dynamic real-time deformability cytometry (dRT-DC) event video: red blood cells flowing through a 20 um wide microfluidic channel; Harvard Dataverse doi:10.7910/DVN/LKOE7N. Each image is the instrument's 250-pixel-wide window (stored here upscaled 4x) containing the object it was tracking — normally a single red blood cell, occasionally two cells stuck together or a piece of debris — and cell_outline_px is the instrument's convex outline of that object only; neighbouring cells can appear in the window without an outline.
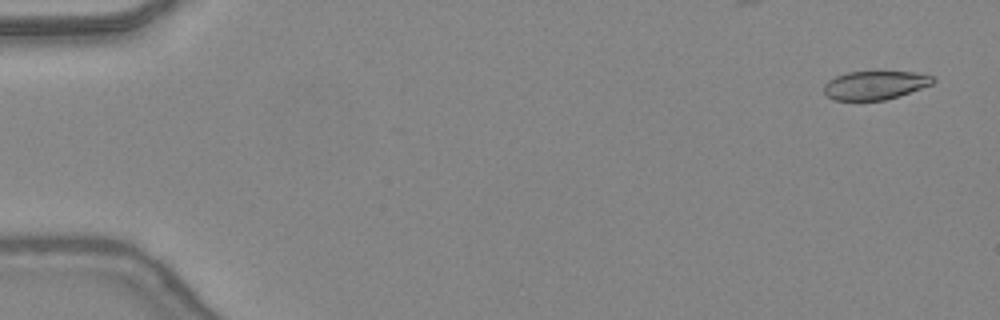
{"species": "common noctule bat (a hibernating species)", "species_latin": "Nyctalus noctula", "temperature_condition": "warm", "stored_images_in_passage": 42, "camera_frame_rate_fps": 3000, "um_per_image_px": 0.085, "animal": {"sex": "female", "body_mass_g": 24.6, "forearm_length_mm": 56.2}, "frame": {"image": 1, "passage_image": 2, "time_ms": 0.333, "image_size_px": [1000, 320], "cell_outline_px": [[936, 80], [932, 84], [884, 100], [832, 100], [824, 96], [824, 84], [828, 80], [836, 76], [848, 72], [916, 72], [932, 76]], "centroid_in_image_um": [74.32, 7.24], "position_along_channel_um": 10.7, "area_um2": 18.03}}
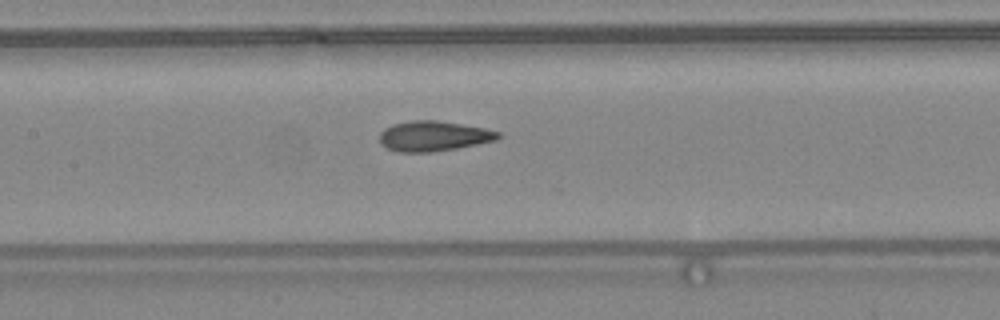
{"frame": {"image": 2, "passage_image": 23, "time_ms": 7.333, "image_size_px": [1000, 320], "cell_outline_px": [[500, 136], [496, 140], [456, 148], [432, 152], [400, 152], [388, 148], [380, 144], [380, 132], [384, 128], [392, 124], [412, 120], [436, 120], [488, 128], [500, 132]], "centroid_in_image_um": [36.85, 11.55], "position_along_channel_um": 170.6, "area_um2": 20.87}}
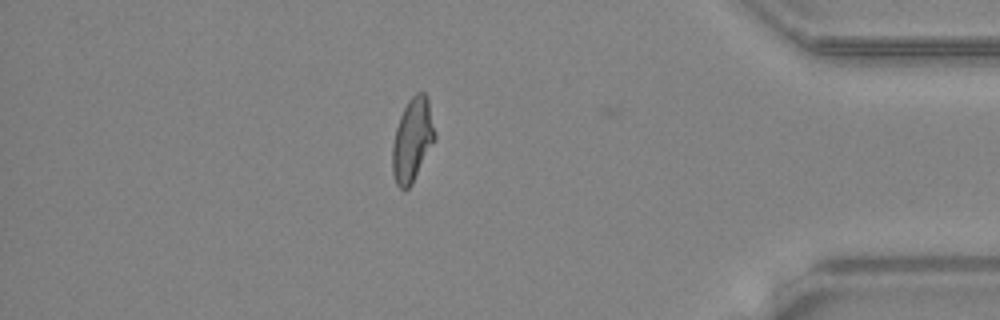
{"frame": {"image": 3, "passage_image": 41, "time_ms": 13.333, "image_size_px": [1000, 320], "cell_outline_px": [[436, 140], [412, 184], [408, 188], [400, 188], [396, 184], [392, 172], [392, 144], [396, 128], [400, 116], [408, 100], [416, 92], [424, 92], [428, 96], [436, 132]], "centroid_in_image_um": [35.08, 11.87], "position_along_channel_um": 400.1, "area_um2": 20.98}, "authors_computed_cell_mechanics": {"area_um2": 20.3456, "velocity_mm_per_s": 4.4159, "shape_relaxation_time_tau1_ms": null, "shape_relaxation_time_tau2_ms": 1.4526, "deformation_change_tau1": null, "deformation_change_tau2": 0.0805}}